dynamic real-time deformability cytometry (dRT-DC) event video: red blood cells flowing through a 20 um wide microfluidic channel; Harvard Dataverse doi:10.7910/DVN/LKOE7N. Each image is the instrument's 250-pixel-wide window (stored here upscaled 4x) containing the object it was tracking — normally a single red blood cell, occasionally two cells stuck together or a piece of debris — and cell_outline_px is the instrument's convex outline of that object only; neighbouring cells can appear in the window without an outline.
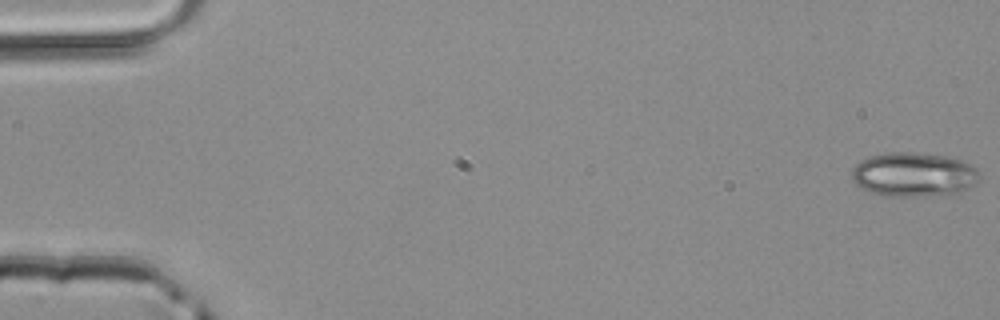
{"species": "common noctule bat (a hibernating species)", "species_latin": "Nyctalus noctula", "temperature_condition": "room temperature", "stored_images_in_passage": 48, "camera_frame_rate_fps": 3000, "um_per_image_px": 0.085, "animal": {"sex": "male", "body_mass_g": 20.4}, "frame": {"image": 1, "passage_image": 1, "time_ms": 0.0, "image_size_px": [1000, 320], "cell_outline_px": [[980, 176], [968, 188], [956, 192], [924, 196], [888, 196], [872, 192], [856, 184], [852, 180], [852, 168], [860, 160], [884, 152], [912, 152], [948, 156], [964, 160], [976, 168], [980, 172]], "centroid_in_image_um": [77.66, 14.81], "position_along_channel_um": 7.3, "area_um2": 32.77}}
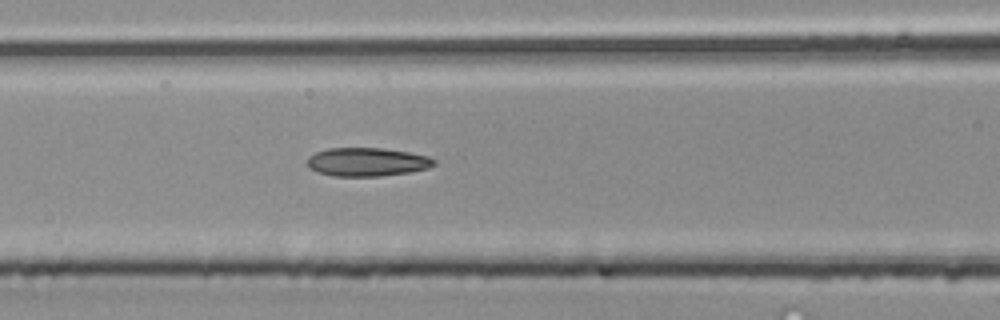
{"frame": {"image": 2, "passage_image": 21, "time_ms": 6.667, "image_size_px": [1000, 320], "cell_outline_px": [[436, 164], [428, 168], [408, 172], [380, 176], [332, 176], [316, 172], [308, 168], [308, 156], [316, 152], [328, 148], [384, 148], [408, 152], [428, 156], [436, 160]], "centroid_in_image_um": [31.18, 13.76], "position_along_channel_um": 135.4, "area_um2": 21.15}}
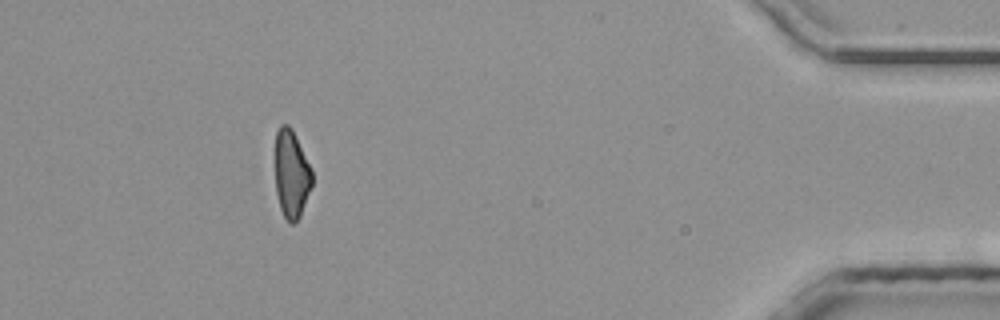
{"frame": {"image": 3, "passage_image": 44, "time_ms": 14.333, "image_size_px": [1000, 320], "cell_outline_px": [[312, 184], [300, 216], [292, 224], [288, 224], [280, 208], [276, 192], [276, 132], [280, 124], [288, 124], [292, 128], [312, 172]], "centroid_in_image_um": [24.76, 14.8], "position_along_channel_um": 410.4, "area_um2": 18.61}}